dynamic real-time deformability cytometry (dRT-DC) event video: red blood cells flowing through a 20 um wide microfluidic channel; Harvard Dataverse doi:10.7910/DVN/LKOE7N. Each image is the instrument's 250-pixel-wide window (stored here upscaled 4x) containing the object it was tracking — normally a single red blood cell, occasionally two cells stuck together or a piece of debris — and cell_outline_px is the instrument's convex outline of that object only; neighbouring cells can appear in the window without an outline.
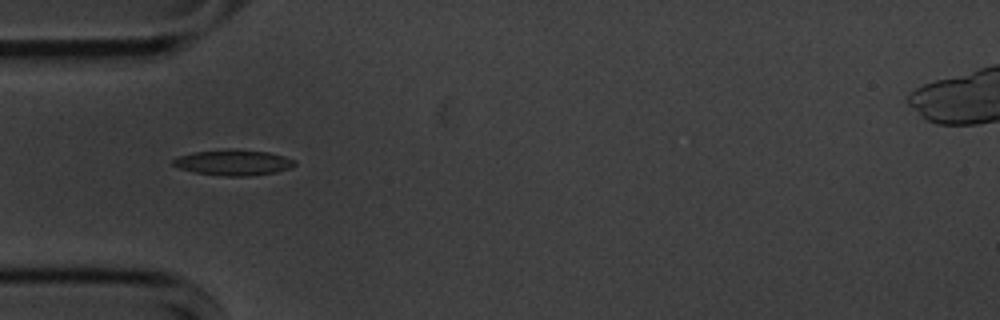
{"species": "common noctule bat (a hibernating species)", "species_latin": "Nyctalus noctula", "temperature_condition": "cold", "stored_images_in_passage": 54, "camera_frame_rate_fps": 3000, "um_per_image_px": 0.085, "animal": {"sex": "male", "body_mass_g": 20.1, "forearm_length_mm": 53.5}, "frame": {"image": 1, "passage_image": 16, "time_ms": 5.0, "image_size_px": [1000, 320], "cell_outline_px": [[296, 164], [288, 168], [276, 172], [248, 176], [224, 176], [196, 172], [180, 168], [172, 164], [172, 160], [176, 156], [192, 152], [228, 148], [268, 152], [284, 156], [292, 160]], "centroid_in_image_um": [19.78, 13.8], "position_along_channel_um": 65.2, "area_um2": 18.15}}
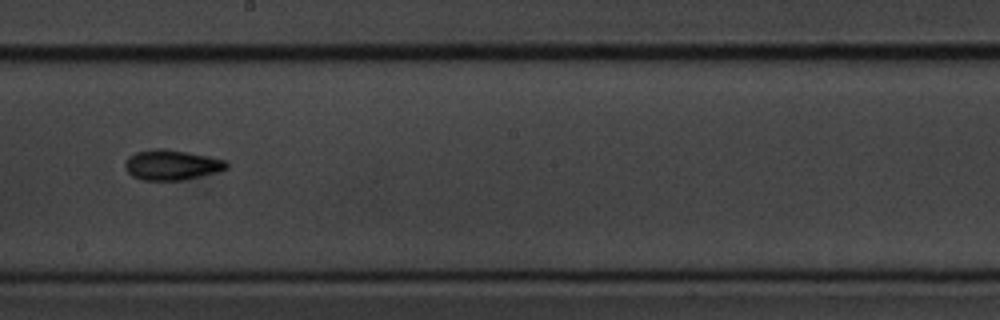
{"frame": {"image": 2, "passage_image": 30, "time_ms": 9.667, "image_size_px": [1000, 320], "cell_outline_px": [[228, 168], [216, 172], [184, 180], [140, 180], [132, 176], [124, 168], [124, 164], [128, 156], [136, 152], [156, 148], [164, 148], [228, 160]], "centroid_in_image_um": [14.57, 14.02], "position_along_channel_um": 233.6, "area_um2": 17.92}}
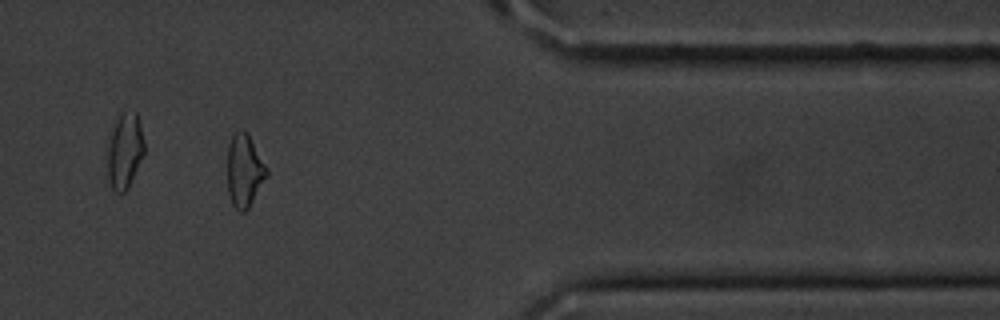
{"frame": {"image": 3, "passage_image": 45, "time_ms": 14.667, "image_size_px": [1000, 320], "cell_outline_px": [[268, 172], [248, 208], [244, 212], [240, 212], [232, 204], [228, 192], [228, 144], [232, 136], [240, 128], [244, 128], [248, 132], [268, 168]], "centroid_in_image_um": [20.77, 14.44], "position_along_channel_um": 390.6, "area_um2": 16.59}, "authors_computed_cell_mechanics": {"area_um2": 16.8487, "velocity_mm_per_s": 3.6064, "shape_relaxation_time_tau1_ms": 3.7291, "shape_relaxation_time_tau2_ms": 5.5956, "deformation_change_tau1": 0.1162, "deformation_change_tau2": 0.1375}}